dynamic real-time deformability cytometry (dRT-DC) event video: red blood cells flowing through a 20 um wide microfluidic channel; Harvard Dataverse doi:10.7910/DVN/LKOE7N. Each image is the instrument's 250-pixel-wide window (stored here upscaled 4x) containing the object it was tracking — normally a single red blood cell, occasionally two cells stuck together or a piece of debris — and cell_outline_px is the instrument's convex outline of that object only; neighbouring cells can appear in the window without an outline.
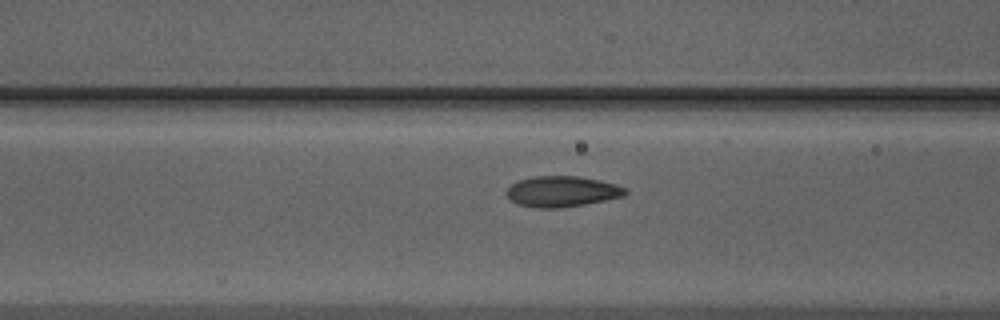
{"species": "Egyptian fruit bat (a non-hibernating species)", "species_latin": "Rousettus aegyptiacus", "temperature_condition": "warm", "stored_images_in_passage": 13, "camera_frame_rate_fps": 3000, "um_per_image_px": 0.085, "animal": {"sex": "male"}, "frame": {"image": 1, "passage_image": 11, "time_ms": 3.333, "image_size_px": [1000, 320], "cell_outline_px": [[628, 192], [624, 196], [584, 204], [556, 208], [536, 208], [516, 204], [504, 192], [512, 184], [520, 180], [532, 176], [580, 176], [600, 180], [616, 184], [628, 188]], "centroid_in_image_um": [47.78, 16.27], "position_along_channel_um": 118.8, "area_um2": 21.33}}